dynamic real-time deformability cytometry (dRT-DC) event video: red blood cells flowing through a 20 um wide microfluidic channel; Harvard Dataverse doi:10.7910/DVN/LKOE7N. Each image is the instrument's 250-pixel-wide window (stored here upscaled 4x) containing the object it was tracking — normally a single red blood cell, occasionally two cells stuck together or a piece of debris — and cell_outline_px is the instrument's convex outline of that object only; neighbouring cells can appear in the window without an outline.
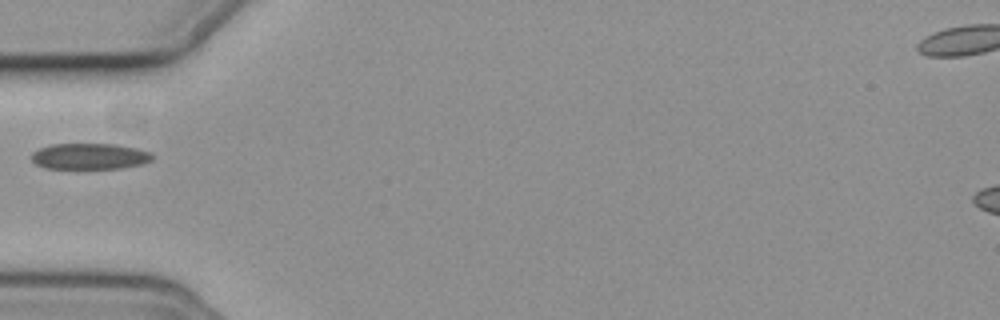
{"species": "common noctule bat (a hibernating species)", "species_latin": "Nyctalus noctula", "temperature_condition": "cold", "stored_images_in_passage": 35, "camera_frame_rate_fps": 3000, "um_per_image_px": 0.085, "animal": {"sex": "female", "body_mass_g": 19.3, "forearm_length_mm": 54.1}, "frame": {"image": 1, "passage_image": 1, "time_ms": 0.0, "image_size_px": [1000, 320], "cell_outline_px": [[152, 160], [144, 164], [120, 168], [48, 168], [36, 164], [32, 160], [32, 152], [40, 148], [52, 144], [116, 144], [136, 148], [152, 152]], "centroid_in_image_um": [7.66, 13.28], "position_along_channel_um": 77.3, "area_um2": 18.26}}
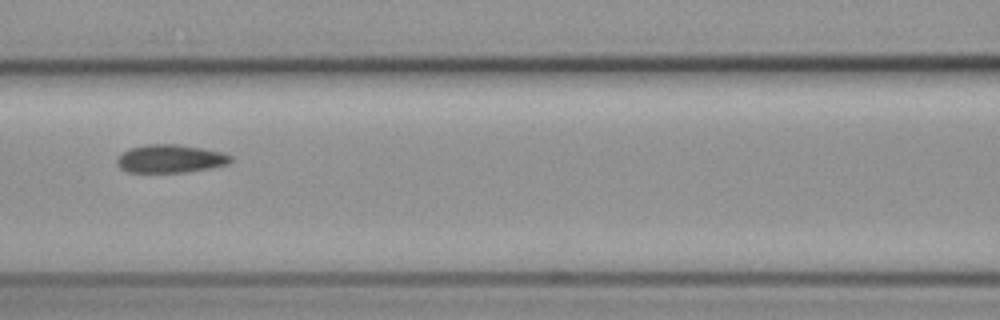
{"frame": {"image": 2, "passage_image": 7, "time_ms": 2.0, "image_size_px": [1000, 320], "cell_outline_px": [[232, 160], [228, 164], [212, 168], [188, 172], [128, 172], [120, 168], [116, 164], [116, 156], [128, 148], [144, 144], [180, 144], [224, 152], [232, 156]], "centroid_in_image_um": [14.46, 13.48], "position_along_channel_um": 152.1, "area_um2": 19.07}}
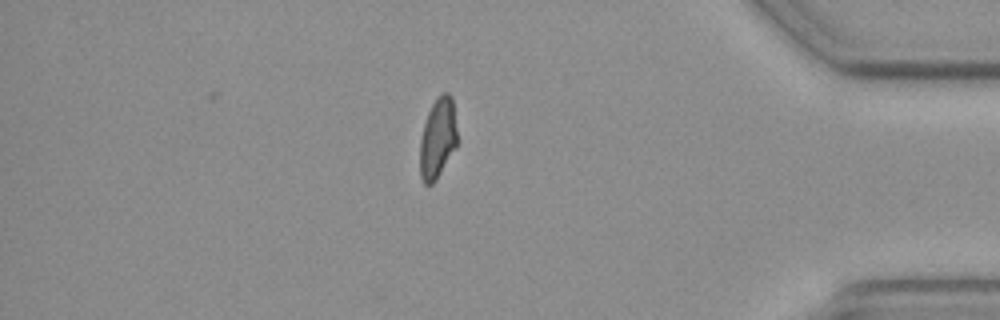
{"frame": {"image": 3, "passage_image": 30, "time_ms": 9.667, "image_size_px": [1000, 320], "cell_outline_px": [[456, 148], [436, 180], [432, 184], [424, 184], [420, 176], [420, 140], [424, 124], [428, 112], [436, 96], [440, 92], [448, 92], [452, 96], [456, 128]], "centroid_in_image_um": [37.2, 11.73], "position_along_channel_um": 398.0, "area_um2": 17.57}}